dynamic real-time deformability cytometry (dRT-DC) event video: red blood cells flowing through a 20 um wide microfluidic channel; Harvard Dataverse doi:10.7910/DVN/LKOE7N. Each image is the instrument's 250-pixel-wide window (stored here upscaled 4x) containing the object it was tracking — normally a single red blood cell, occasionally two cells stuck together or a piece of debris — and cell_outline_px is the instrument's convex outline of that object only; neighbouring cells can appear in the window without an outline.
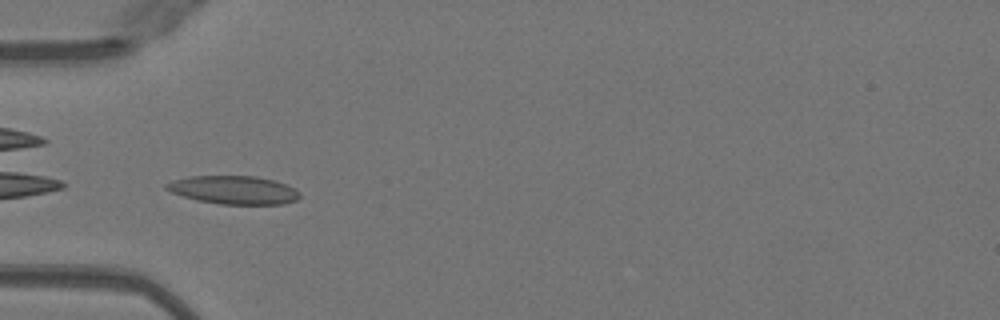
{"species": "Egyptian fruit bat (a non-hibernating species)", "species_latin": "Rousettus aegyptiacus", "temperature_condition": "warm", "stored_images_in_passage": 34, "camera_frame_rate_fps": 3000, "um_per_image_px": 0.085, "animal": {"sex": "female"}, "frame": {"image": 1, "passage_image": 1, "time_ms": 0.0, "image_size_px": [1000, 320], "cell_outline_px": [[300, 196], [296, 200], [284, 204], [220, 204], [196, 200], [172, 192], [164, 188], [164, 184], [172, 180], [188, 176], [256, 176], [276, 180], [300, 192]], "centroid_in_image_um": [19.84, 16.14], "position_along_channel_um": 65.2, "area_um2": 22.02}}
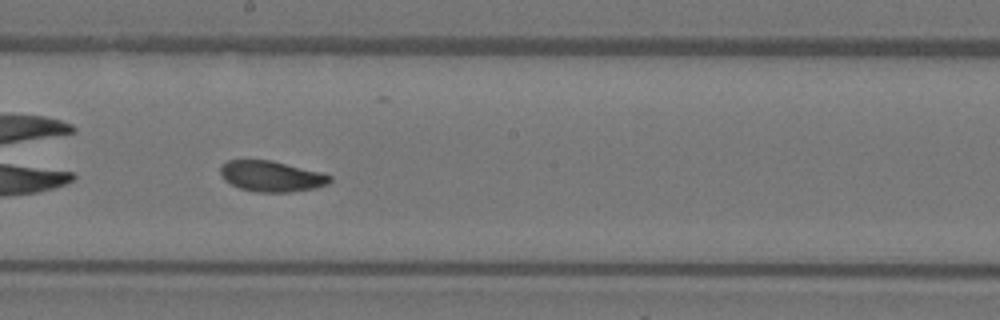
{"frame": {"image": 2, "passage_image": 13, "time_ms": 4.0, "image_size_px": [1000, 320], "cell_outline_px": [[332, 180], [328, 184], [316, 188], [288, 192], [256, 192], [240, 188], [224, 180], [220, 172], [220, 168], [228, 160], [272, 160], [320, 172], [332, 176]], "centroid_in_image_um": [23.09, 14.98], "position_along_channel_um": 225.1, "area_um2": 19.54}}
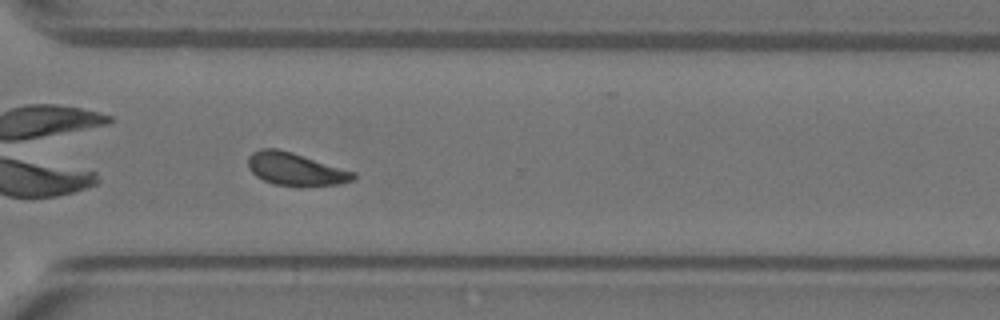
{"frame": {"image": 3, "passage_image": 22, "time_ms": 7.0, "image_size_px": [1000, 320], "cell_outline_px": [[356, 180], [340, 184], [276, 184], [264, 180], [256, 176], [248, 168], [248, 156], [252, 152], [260, 148], [276, 148], [292, 152], [356, 172]], "centroid_in_image_um": [25.11, 14.33], "position_along_channel_um": 345.5, "area_um2": 19.65}, "authors_computed_cell_mechanics": {"area_um2": 20.4901, "velocity_mm_per_s": 4.012, "shape_relaxation_time_tau1_ms": 3.0112, "shape_relaxation_time_tau2_ms": 4.2423, "deformation_change_tau1": 0.1408, "deformation_change_tau2": 0.1064}}